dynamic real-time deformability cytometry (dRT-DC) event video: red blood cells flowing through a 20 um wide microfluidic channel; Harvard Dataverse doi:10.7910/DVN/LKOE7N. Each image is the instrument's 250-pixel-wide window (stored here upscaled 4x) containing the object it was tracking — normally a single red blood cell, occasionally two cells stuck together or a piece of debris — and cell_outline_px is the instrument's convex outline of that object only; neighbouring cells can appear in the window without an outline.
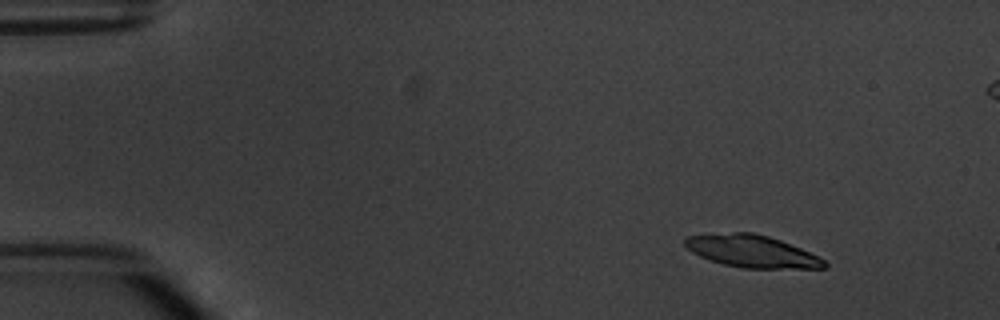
{"species": "common noctule bat (a hibernating species)", "species_latin": "Nyctalus noctula", "temperature_condition": "warm", "stored_images_in_passage": 4, "camera_frame_rate_fps": 3000, "um_per_image_px": 0.085, "animal": {"sex": "male", "body_mass_g": 20.1, "forearm_length_mm": 53.5}, "frame": {"image": 1, "passage_image": 1, "time_ms": 0.0, "image_size_px": [1000, 320], "cell_outline_px": [[828, 264], [824, 268], [744, 268], [724, 264], [700, 256], [692, 252], [684, 244], [684, 240], [688, 236], [732, 232], [752, 232], [768, 236], [780, 240], [820, 256]], "centroid_in_image_um": [63.93, 21.35], "position_along_channel_um": 21.1, "area_um2": 25.95}}